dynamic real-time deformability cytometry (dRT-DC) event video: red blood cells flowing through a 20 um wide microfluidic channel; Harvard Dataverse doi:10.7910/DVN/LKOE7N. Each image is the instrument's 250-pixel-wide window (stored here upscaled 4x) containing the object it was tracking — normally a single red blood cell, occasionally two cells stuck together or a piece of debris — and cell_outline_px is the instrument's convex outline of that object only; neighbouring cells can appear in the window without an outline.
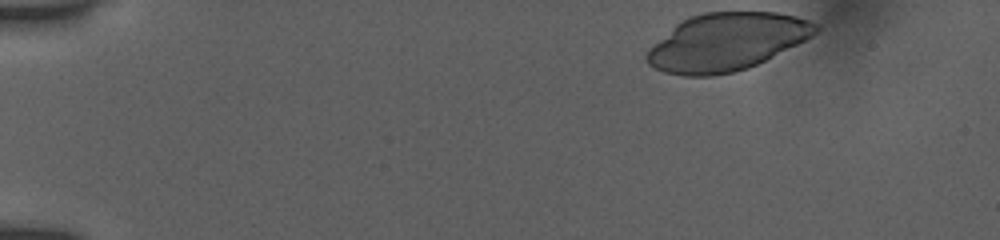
{"species": "human", "species_latin": "Homo sapiens", "temperature_condition": "room temperature", "stored_images_in_passage": 41, "camera_frame_rate_fps": 3000, "um_per_image_px": 0.085, "donor": {"sex": "female"}, "frame": {"image": 1, "passage_image": 1, "time_ms": 0.0, "image_size_px": [1000, 240], "cell_outline_px": [[820, 28], [812, 36], [748, 68], [732, 72], [712, 76], [684, 76], [664, 72], [648, 64], [644, 56], [676, 24], [692, 16], [704, 12], [776, 12], [796, 16], [808, 20], [816, 24]], "centroid_in_image_um": [61.77, 3.56], "position_along_channel_um": 23.2, "area_um2": 55.72}}